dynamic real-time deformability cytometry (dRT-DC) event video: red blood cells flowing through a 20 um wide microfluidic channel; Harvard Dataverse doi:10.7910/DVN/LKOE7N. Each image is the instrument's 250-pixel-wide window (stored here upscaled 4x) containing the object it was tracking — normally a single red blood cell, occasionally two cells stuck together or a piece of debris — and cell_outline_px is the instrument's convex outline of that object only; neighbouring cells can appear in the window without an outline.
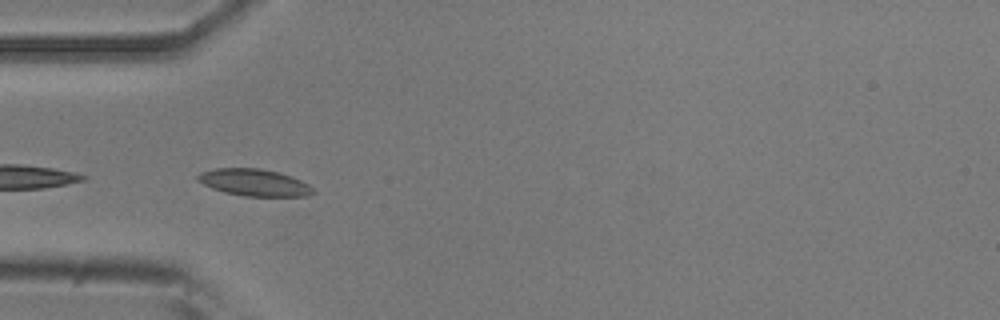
{"species": "common noctule bat (a hibernating species)", "species_latin": "Nyctalus noctula", "temperature_condition": "room temperature", "stored_images_in_passage": 15, "camera_frame_rate_fps": 3000, "um_per_image_px": 0.085, "animal": {"sex": "male", "body_mass_g": 20.5, "forearm_length_mm": 52.5}, "frame": {"image": 1, "passage_image": 11, "time_ms": 3.333, "image_size_px": [1000, 320], "cell_outline_px": [[316, 192], [308, 196], [244, 196], [224, 192], [212, 188], [196, 180], [196, 176], [200, 172], [216, 168], [260, 168], [292, 176], [308, 184]], "centroid_in_image_um": [21.6, 15.51], "position_along_channel_um": 63.4, "area_um2": 18.09}}